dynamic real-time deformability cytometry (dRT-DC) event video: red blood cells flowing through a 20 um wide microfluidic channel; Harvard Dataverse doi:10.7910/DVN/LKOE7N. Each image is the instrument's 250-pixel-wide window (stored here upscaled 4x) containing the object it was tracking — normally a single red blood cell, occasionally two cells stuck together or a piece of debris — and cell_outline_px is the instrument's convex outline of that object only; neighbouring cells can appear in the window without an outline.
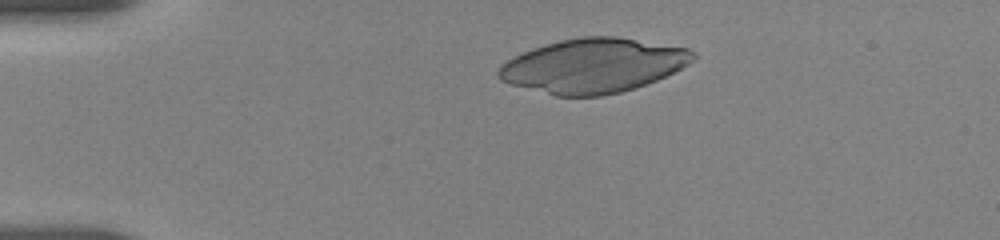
{"species": "human", "species_latin": "Homo sapiens", "temperature_condition": "room temperature", "stored_images_in_passage": 12, "camera_frame_rate_fps": 3000, "um_per_image_px": 0.085, "donor": {"sex": "female"}, "frame": {"image": 1, "passage_image": 4, "time_ms": 2.0, "image_size_px": [1000, 240], "cell_outline_px": [[696, 56], [688, 64], [656, 80], [620, 92], [600, 96], [556, 96], [512, 84], [500, 80], [496, 76], [496, 72], [508, 60], [524, 52], [560, 40], [580, 36], [616, 36], [688, 48], [696, 52]], "centroid_in_image_um": [50.43, 5.57], "position_along_channel_um": 34.6, "area_um2": 60.81}}